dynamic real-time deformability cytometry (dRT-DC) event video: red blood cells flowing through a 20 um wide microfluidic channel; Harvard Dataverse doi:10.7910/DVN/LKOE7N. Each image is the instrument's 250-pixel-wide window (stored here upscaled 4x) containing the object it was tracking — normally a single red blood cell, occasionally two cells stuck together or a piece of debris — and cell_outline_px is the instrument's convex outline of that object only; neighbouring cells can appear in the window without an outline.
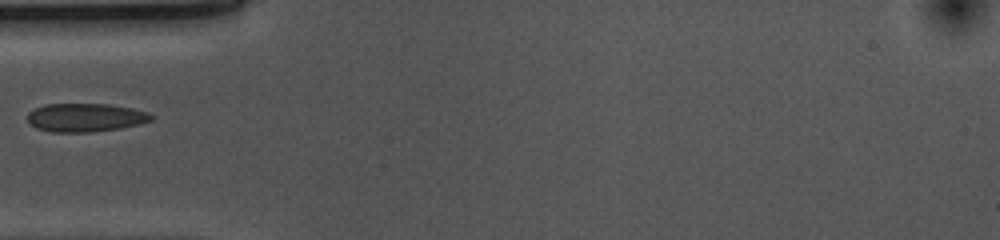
{"species": "common noctule bat (a hibernating species)", "species_latin": "Nyctalus noctula", "temperature_condition": "cold", "stored_images_in_passage": 38, "camera_frame_rate_fps": 3000, "um_per_image_px": 0.085, "animal": {"sex": "female", "body_mass_g": 10.0, "forearm_length_mm": 53.1}, "frame": {"image": 1, "passage_image": 1, "time_ms": 0.0, "image_size_px": [1000, 240], "cell_outline_px": [[156, 116], [152, 120], [140, 124], [120, 128], [92, 132], [52, 132], [36, 128], [28, 120], [28, 112], [44, 104], [108, 104], [132, 108], [148, 112]], "centroid_in_image_um": [7.3, 9.99], "position_along_channel_um": 77.7, "area_um2": 20.58}}
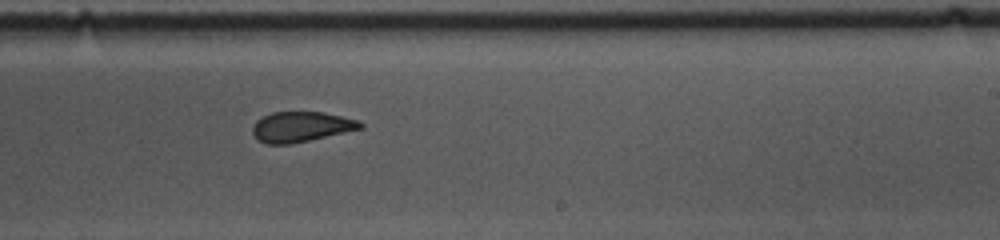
{"frame": {"image": 2, "passage_image": 16, "time_ms": 5.0, "image_size_px": [1000, 240], "cell_outline_px": [[364, 128], [308, 140], [288, 144], [268, 144], [260, 140], [252, 132], [252, 128], [256, 120], [272, 112], [324, 112], [356, 120], [364, 124]], "centroid_in_image_um": [25.59, 10.77], "position_along_channel_um": 263.4, "area_um2": 18.67}}
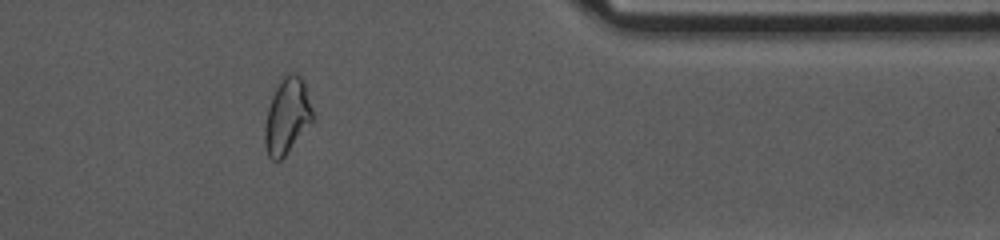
{"frame": {"image": 3, "passage_image": 28, "time_ms": 9.0, "image_size_px": [1000, 240], "cell_outline_px": [[312, 120], [284, 156], [280, 160], [272, 160], [268, 156], [264, 144], [264, 128], [268, 108], [272, 96], [280, 80], [288, 72], [296, 72], [300, 76], [304, 84], [312, 112]], "centroid_in_image_um": [24.35, 9.86], "position_along_channel_um": 387.0, "area_um2": 20.52}}